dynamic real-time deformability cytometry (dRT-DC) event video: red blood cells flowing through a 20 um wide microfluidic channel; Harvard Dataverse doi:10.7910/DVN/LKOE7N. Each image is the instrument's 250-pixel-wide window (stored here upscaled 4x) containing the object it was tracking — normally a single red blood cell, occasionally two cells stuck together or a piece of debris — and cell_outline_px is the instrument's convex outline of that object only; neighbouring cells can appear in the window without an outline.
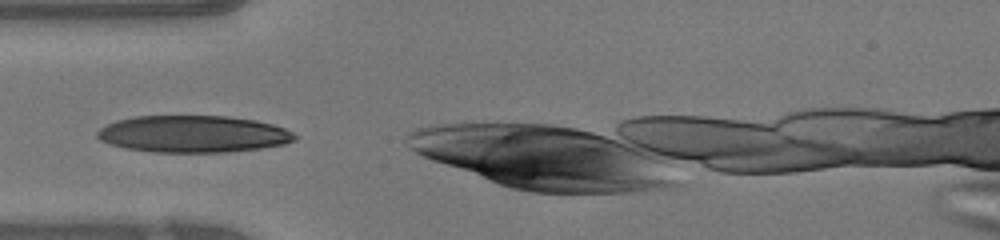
{"species": "human", "species_latin": "Homo sapiens", "temperature_condition": "warm", "stored_images_in_passage": 21, "camera_frame_rate_fps": 3000, "um_per_image_px": 0.085, "donor": {"sex": "female"}, "frame": {"image": 1, "passage_image": 2, "time_ms": 0.333, "image_size_px": [1000, 240], "cell_outline_px": [[296, 140], [284, 144], [260, 148], [228, 152], [152, 152], [124, 148], [100, 140], [96, 136], [96, 132], [100, 128], [116, 120], [136, 116], [228, 116], [256, 120], [272, 124], [284, 128], [292, 132], [296, 136]], "centroid_in_image_um": [16.41, 11.39], "position_along_channel_um": 68.6, "area_um2": 42.54}}
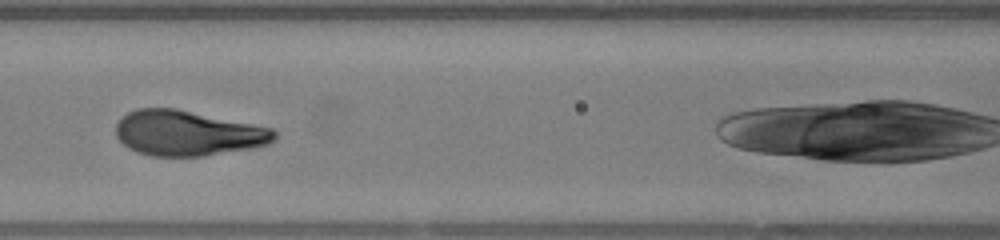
{"frame": {"image": 2, "passage_image": 8, "time_ms": 2.333, "image_size_px": [1000, 240], "cell_outline_px": [[276, 140], [268, 144], [252, 148], [204, 156], [152, 156], [136, 152], [128, 148], [116, 136], [116, 124], [120, 116], [136, 108], [176, 108], [272, 128], [276, 132]], "centroid_in_image_um": [15.93, 11.31], "position_along_channel_um": 150.7, "area_um2": 41.96}}
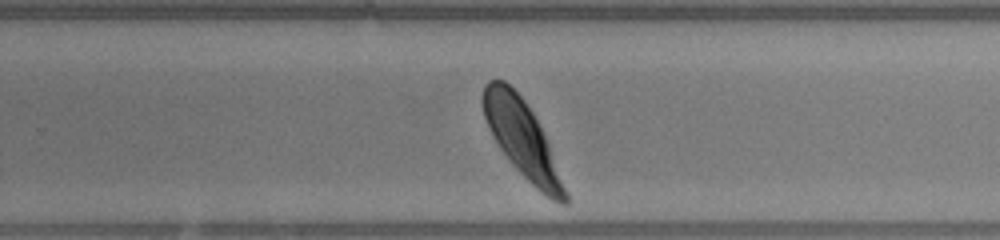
{"frame": {"image": 3, "passage_image": 19, "time_ms": 6.0, "image_size_px": [1000, 240], "cell_outline_px": [[568, 204], [560, 204], [552, 200], [540, 192], [508, 160], [500, 148], [484, 116], [480, 100], [484, 84], [488, 80], [504, 80], [524, 100], [532, 112], [548, 144], [568, 196]], "centroid_in_image_um": [44.35, 11.79], "position_along_channel_um": 285.5, "area_um2": 35.66}}